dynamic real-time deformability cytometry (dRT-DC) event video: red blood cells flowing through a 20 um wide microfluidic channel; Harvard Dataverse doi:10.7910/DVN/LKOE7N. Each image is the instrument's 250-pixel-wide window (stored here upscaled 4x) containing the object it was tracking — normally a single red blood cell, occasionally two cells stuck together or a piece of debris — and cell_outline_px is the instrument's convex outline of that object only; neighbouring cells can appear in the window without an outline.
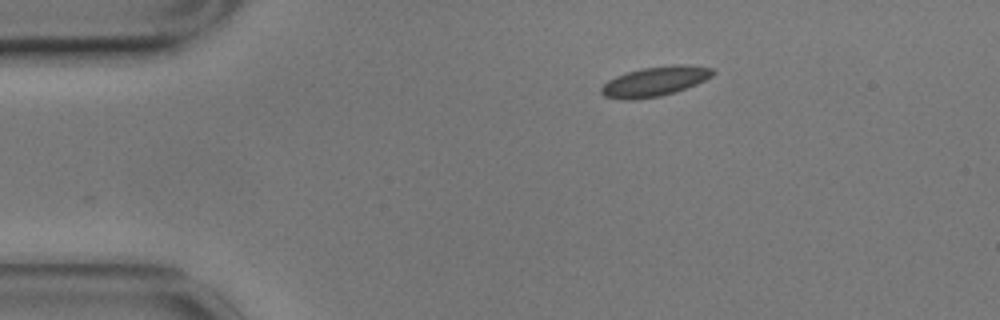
{"species": "common noctule bat (a hibernating species)", "species_latin": "Nyctalus noctula", "temperature_condition": "cold", "stored_images_in_passage": 48, "camera_frame_rate_fps": 3000, "um_per_image_px": 0.085, "animal": {"sex": "male", "body_mass_g": 17.9}, "frame": {"image": 1, "passage_image": 1, "time_ms": 0.0, "image_size_px": [1000, 320], "cell_outline_px": [[716, 72], [712, 76], [696, 84], [676, 92], [660, 96], [632, 100], [624, 100], [604, 96], [600, 92], [600, 88], [608, 80], [616, 76], [628, 72], [644, 68], [672, 64], [684, 64], [712, 68]], "centroid_in_image_um": [55.67, 6.92], "position_along_channel_um": 29.3, "area_um2": 19.31}}
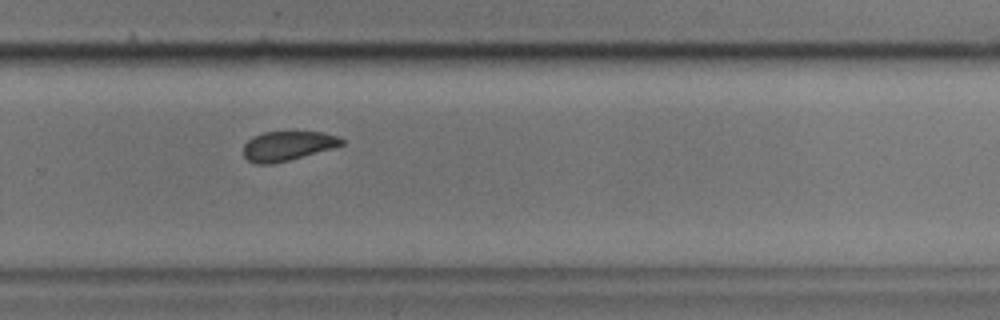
{"frame": {"image": 2, "passage_image": 29, "time_ms": 9.333, "image_size_px": [1000, 320], "cell_outline_px": [[344, 144], [332, 148], [288, 160], [272, 164], [256, 164], [248, 160], [244, 156], [244, 144], [252, 136], [264, 132], [324, 132], [336, 136], [344, 140]], "centroid_in_image_um": [24.42, 12.4], "position_along_channel_um": 305.4, "area_um2": 16.7}}
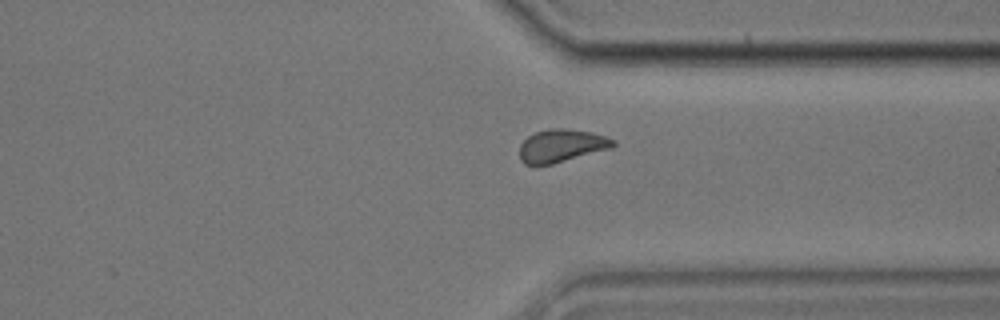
{"frame": {"image": 3, "passage_image": 34, "time_ms": 11.0, "image_size_px": [1000, 320], "cell_outline_px": [[616, 144], [612, 148], [552, 164], [524, 164], [520, 160], [520, 144], [528, 136], [536, 132], [548, 128], [564, 128], [592, 132], [616, 140]], "centroid_in_image_um": [47.74, 12.37], "position_along_channel_um": 363.7, "area_um2": 17.92}, "authors_computed_cell_mechanics": {"area_um2": 18.0914, "velocity_mm_per_s": 3.4896, "shape_relaxation_time_tau1_ms": 5.1338, "shape_relaxation_time_tau2_ms": 1.2625, "deformation_change_tau1": 0.0857, "deformation_change_tau2": 0.0688}}